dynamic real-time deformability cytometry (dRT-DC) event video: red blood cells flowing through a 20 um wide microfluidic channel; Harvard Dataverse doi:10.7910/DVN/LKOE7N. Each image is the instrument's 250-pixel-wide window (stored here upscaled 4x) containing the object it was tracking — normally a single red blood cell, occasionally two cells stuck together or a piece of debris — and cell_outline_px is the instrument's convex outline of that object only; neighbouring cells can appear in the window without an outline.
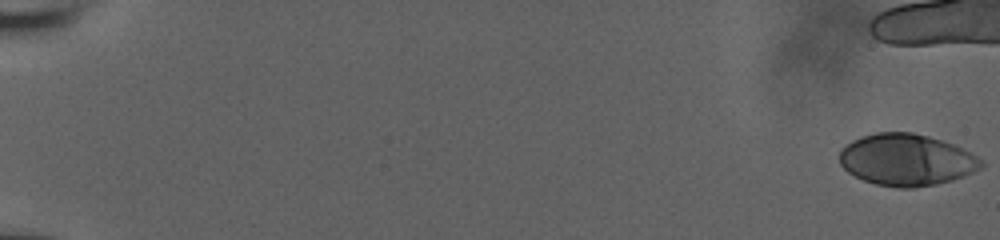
{"species": "human", "species_latin": "Homo sapiens", "temperature_condition": "room temperature", "stored_images_in_passage": 46, "camera_frame_rate_fps": 3000, "um_per_image_px": 0.085, "donor": {"sex": "male"}, "frame": {"image": 1, "passage_image": 1, "time_ms": 0.0, "image_size_px": [1000, 240], "cell_outline_px": [[984, 164], [980, 168], [964, 176], [952, 180], [936, 184], [912, 188], [900, 188], [876, 184], [864, 180], [848, 172], [840, 164], [840, 152], [852, 140], [860, 136], [876, 132], [912, 132], [928, 136], [952, 144], [984, 160]], "centroid_in_image_um": [77.05, 13.59], "position_along_channel_um": 8.0, "area_um2": 42.43}}
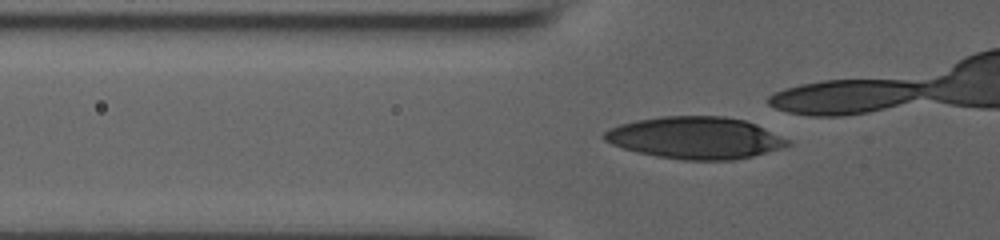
{"frame": {"image": 2, "passage_image": 22, "time_ms": 7.0, "image_size_px": [1000, 240], "cell_outline_px": [[792, 144], [780, 148], [752, 156], [736, 160], [684, 160], [656, 156], [636, 152], [612, 144], [604, 140], [600, 136], [608, 128], [620, 124], [636, 120], [660, 116], [724, 116], [744, 120], [756, 124], [788, 140]], "centroid_in_image_um": [59.05, 11.71], "position_along_channel_um": 66.7, "area_um2": 44.85}}
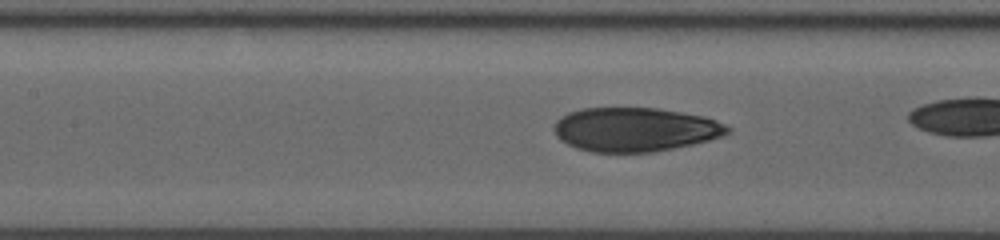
{"frame": {"image": 3, "passage_image": 29, "time_ms": 9.333, "image_size_px": [1000, 240], "cell_outline_px": [[732, 128], [724, 136], [692, 144], [652, 152], [592, 152], [576, 148], [560, 140], [556, 136], [552, 128], [556, 120], [560, 116], [568, 112], [580, 108], [656, 108], [704, 116], [716, 120]], "centroid_in_image_um": [53.94, 11.0], "position_along_channel_um": 153.5, "area_um2": 44.62}}